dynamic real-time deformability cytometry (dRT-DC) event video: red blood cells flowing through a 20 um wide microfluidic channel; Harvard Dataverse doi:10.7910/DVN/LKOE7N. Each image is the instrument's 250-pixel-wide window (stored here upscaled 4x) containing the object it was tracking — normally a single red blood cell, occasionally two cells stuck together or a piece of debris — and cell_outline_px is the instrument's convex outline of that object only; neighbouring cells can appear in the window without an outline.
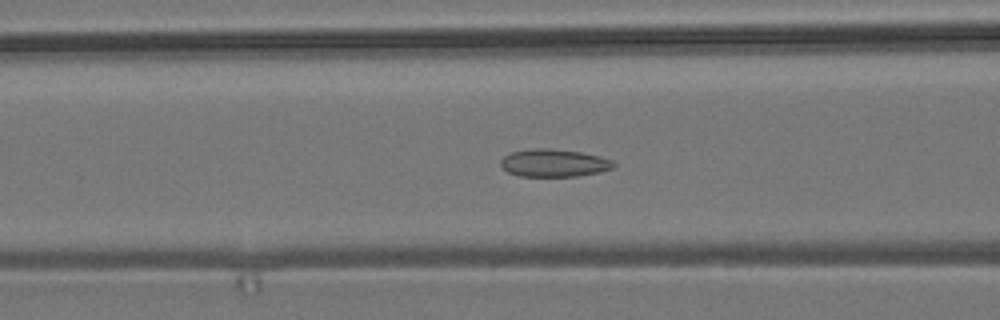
{"species": "common noctule bat (a hibernating species)", "species_latin": "Nyctalus noctula", "temperature_condition": "room temperature", "stored_images_in_passage": 35, "camera_frame_rate_fps": 3000, "um_per_image_px": 0.085, "animal": {"sex": "male", "body_mass_g": 19.2, "forearm_length_mm": 51.8}, "frame": {"image": 1, "passage_image": 17, "time_ms": 5.333, "image_size_px": [1000, 320], "cell_outline_px": [[616, 164], [612, 168], [600, 172], [576, 176], [520, 176], [508, 172], [500, 164], [500, 160], [504, 156], [512, 152], [532, 148], [548, 148], [580, 152], [600, 156], [612, 160]], "centroid_in_image_um": [47.09, 13.85], "position_along_channel_um": 119.5, "area_um2": 18.15}}
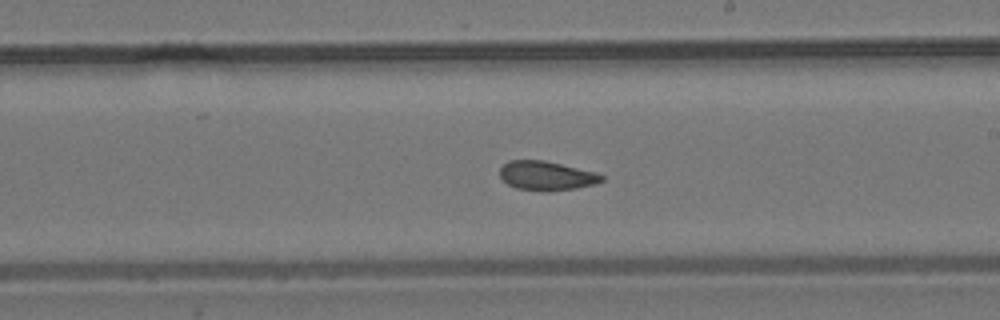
{"frame": {"image": 2, "passage_image": 27, "time_ms": 8.667, "image_size_px": [1000, 320], "cell_outline_px": [[604, 180], [596, 184], [576, 188], [548, 192], [544, 192], [516, 188], [508, 184], [500, 176], [500, 168], [508, 160], [544, 160], [596, 172], [604, 176]], "centroid_in_image_um": [46.46, 14.94], "position_along_channel_um": 242.5, "area_um2": 17.46}}
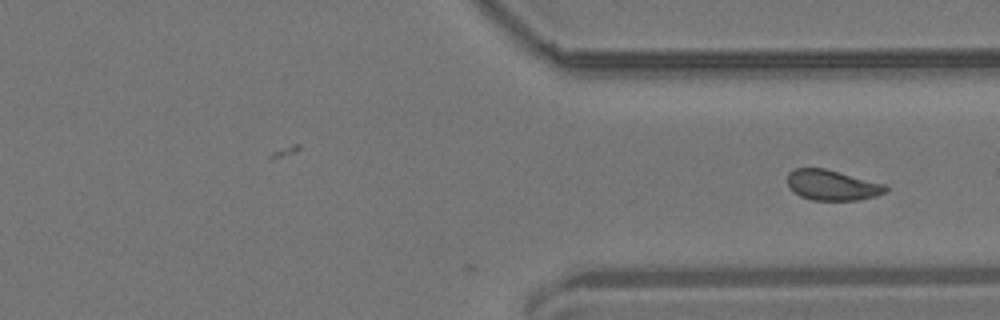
{"frame": {"image": 3, "passage_image": 35, "time_ms": 11.333, "image_size_px": [1000, 320], "cell_outline_px": [[888, 188], [884, 192], [876, 196], [856, 200], [812, 200], [800, 196], [792, 192], [788, 188], [788, 172], [796, 168], [824, 168], [884, 184]], "centroid_in_image_um": [70.67, 15.74], "position_along_channel_um": 340.7, "area_um2": 17.28}}